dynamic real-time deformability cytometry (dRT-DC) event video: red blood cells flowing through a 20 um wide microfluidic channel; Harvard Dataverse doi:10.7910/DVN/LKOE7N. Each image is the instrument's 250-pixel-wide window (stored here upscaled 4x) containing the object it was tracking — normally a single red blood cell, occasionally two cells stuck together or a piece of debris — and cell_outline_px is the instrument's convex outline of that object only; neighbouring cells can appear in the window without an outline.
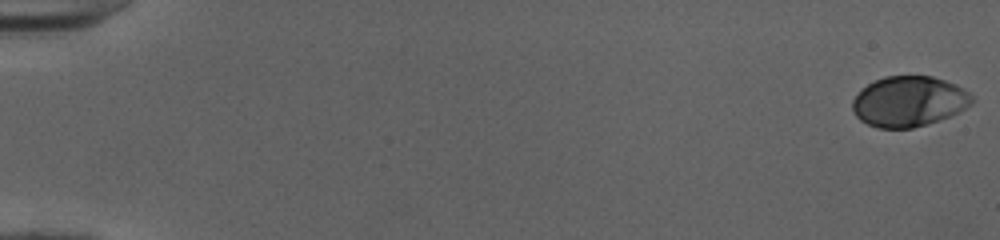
{"species": "human", "species_latin": "Homo sapiens", "temperature_condition": "cold", "stored_images_in_passage": 52, "camera_frame_rate_fps": 3000, "um_per_image_px": 0.085, "donor": {"sex": "female"}, "frame": {"image": 1, "passage_image": 1, "time_ms": 0.0, "image_size_px": [1000, 240], "cell_outline_px": [[972, 104], [948, 116], [928, 124], [912, 128], [876, 128], [860, 120], [852, 112], [852, 100], [868, 84], [884, 76], [932, 76], [956, 84], [968, 92], [972, 96]], "centroid_in_image_um": [77.23, 8.62], "position_along_channel_um": 7.8, "area_um2": 34.85}}
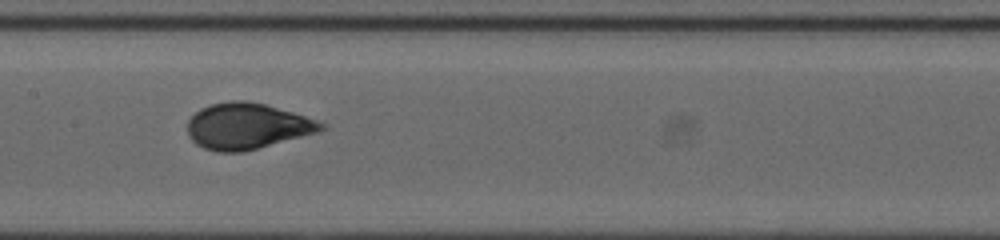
{"frame": {"image": 2, "passage_image": 28, "time_ms": 9.0, "image_size_px": [1000, 240], "cell_outline_px": [[324, 128], [320, 132], [244, 152], [216, 152], [204, 148], [196, 144], [188, 136], [188, 120], [200, 108], [212, 104], [232, 100], [244, 100], [264, 104], [292, 112], [316, 120], [324, 124]], "centroid_in_image_um": [20.99, 10.74], "position_along_channel_um": 186.4, "area_um2": 35.78}}
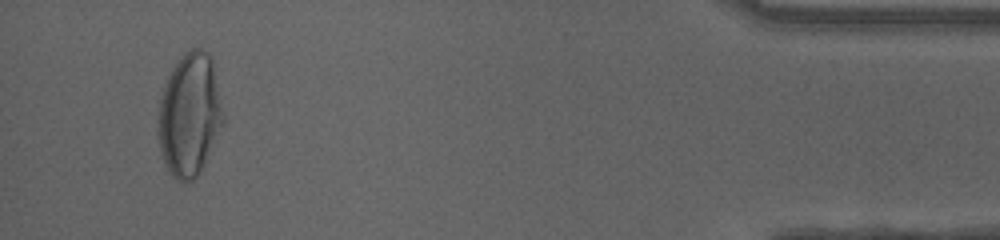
{"frame": {"image": 3, "passage_image": 50, "time_ms": 16.333, "image_size_px": [1000, 240], "cell_outline_px": [[224, 120], [200, 172], [192, 180], [176, 180], [168, 172], [164, 164], [160, 152], [156, 128], [160, 100], [168, 76], [172, 68], [184, 52], [192, 48], [200, 48], [208, 52], [212, 56], [224, 116]], "centroid_in_image_um": [16.09, 9.74], "position_along_channel_um": 419.1, "area_um2": 46.7}, "authors_computed_cell_mechanics": {"area_um2": 35.4025, "velocity_mm_per_s": 4.0188, "shape_relaxation_time_tau1_ms": 4.6626, "shape_relaxation_time_tau2_ms": null, "deformation_change_tau1": 0.1932, "deformation_change_tau2": null}}